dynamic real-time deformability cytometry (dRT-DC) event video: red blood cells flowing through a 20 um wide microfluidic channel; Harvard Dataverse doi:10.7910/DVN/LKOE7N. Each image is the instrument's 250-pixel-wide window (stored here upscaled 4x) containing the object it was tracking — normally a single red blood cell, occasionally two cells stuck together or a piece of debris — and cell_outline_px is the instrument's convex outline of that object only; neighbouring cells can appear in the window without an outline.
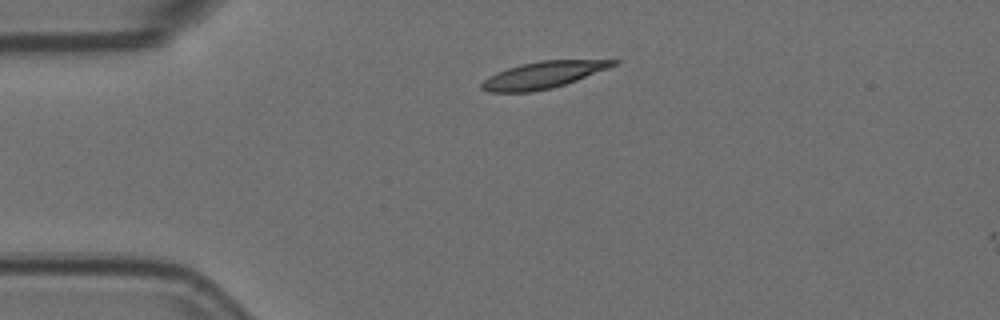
{"species": "Egyptian fruit bat (a non-hibernating species)", "species_latin": "Rousettus aegyptiacus", "temperature_condition": "room temperature", "stored_images_in_passage": 4, "camera_frame_rate_fps": 3000, "um_per_image_px": 0.085, "animal": {"sex": "female"}, "frame": {"image": 1, "passage_image": 1, "time_ms": 0.0, "image_size_px": [1000, 320], "cell_outline_px": [[620, 60], [616, 64], [608, 68], [576, 80], [552, 88], [532, 92], [488, 92], [480, 88], [480, 84], [488, 76], [496, 72], [520, 64], [540, 60]], "centroid_in_image_um": [46.1, 6.37], "position_along_channel_um": 38.9, "area_um2": 20.4}}